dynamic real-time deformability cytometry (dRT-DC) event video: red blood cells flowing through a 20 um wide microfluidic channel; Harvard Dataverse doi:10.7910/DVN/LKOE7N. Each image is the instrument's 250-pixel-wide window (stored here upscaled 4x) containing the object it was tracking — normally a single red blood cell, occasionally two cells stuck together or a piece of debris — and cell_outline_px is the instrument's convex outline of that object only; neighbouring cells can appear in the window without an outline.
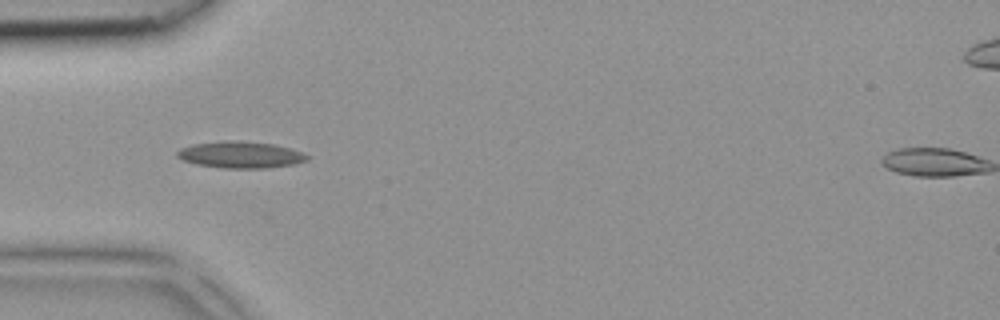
{"species": "common noctule bat (a hibernating species)", "species_latin": "Nyctalus noctula", "temperature_condition": "room temperature", "stored_images_in_passage": 4, "camera_frame_rate_fps": 3000, "um_per_image_px": 0.085, "animal": {"sex": "female", "body_mass_g": 18.4}, "frame": {"image": 1, "passage_image": 3, "time_ms": 0.667, "image_size_px": [1000, 320], "cell_outline_px": [[308, 160], [292, 164], [264, 168], [224, 168], [196, 164], [184, 160], [176, 156], [176, 152], [180, 148], [192, 144], [228, 140], [276, 144], [300, 152], [308, 156]], "centroid_in_image_um": [20.4, 13.15], "position_along_channel_um": 64.6, "area_um2": 19.88}}